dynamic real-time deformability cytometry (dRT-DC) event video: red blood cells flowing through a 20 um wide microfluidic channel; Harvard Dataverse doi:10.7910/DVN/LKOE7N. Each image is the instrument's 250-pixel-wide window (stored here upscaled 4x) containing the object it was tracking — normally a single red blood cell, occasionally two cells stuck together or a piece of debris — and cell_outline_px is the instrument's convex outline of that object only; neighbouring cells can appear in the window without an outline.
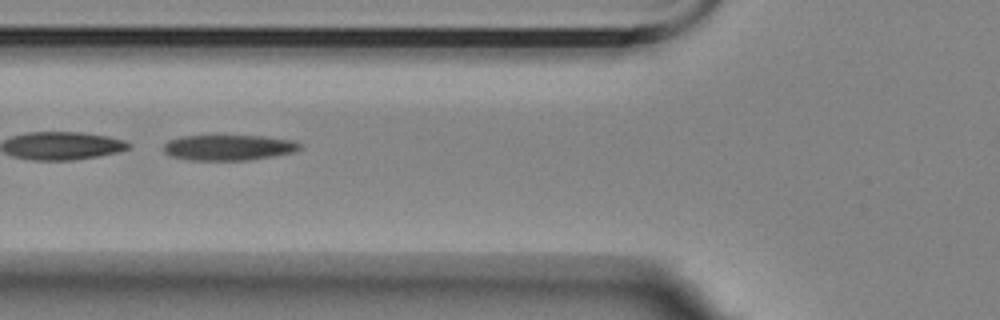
{"species": "Egyptian fruit bat (a non-hibernating species)", "species_latin": "Rousettus aegyptiacus", "temperature_condition": "room temperature", "stored_images_in_passage": 3, "camera_frame_rate_fps": 3000, "um_per_image_px": 0.085, "animal": {"sex": "female"}, "frame": {"image": 1, "passage_image": 2, "time_ms": 1.333, "image_size_px": [1000, 320], "cell_outline_px": [[304, 148], [292, 152], [272, 156], [248, 160], [192, 160], [168, 156], [164, 152], [164, 144], [168, 140], [180, 136], [264, 136], [296, 140], [304, 144]], "centroid_in_image_um": [19.47, 12.53], "position_along_channel_um": 106.3, "area_um2": 20.52}}